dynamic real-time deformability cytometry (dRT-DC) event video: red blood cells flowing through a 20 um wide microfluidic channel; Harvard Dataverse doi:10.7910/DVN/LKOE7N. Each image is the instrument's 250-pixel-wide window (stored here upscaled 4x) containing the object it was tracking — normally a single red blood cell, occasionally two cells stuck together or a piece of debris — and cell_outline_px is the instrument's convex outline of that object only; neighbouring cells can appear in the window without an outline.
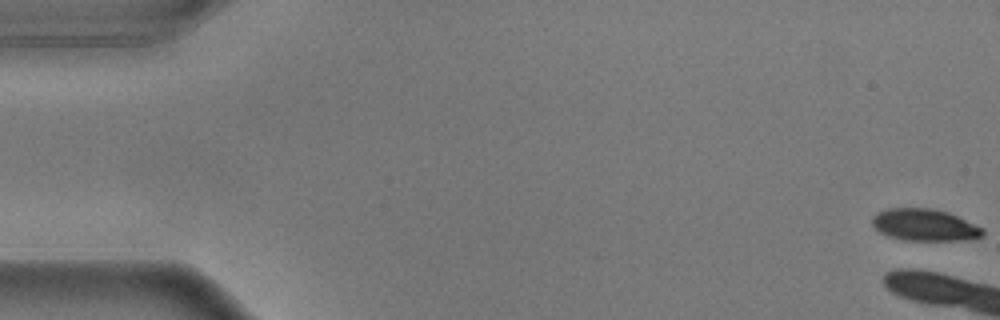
{"species": "common noctule bat (a hibernating species)", "species_latin": "Nyctalus noctula", "temperature_condition": "warm", "stored_images_in_passage": 8, "camera_frame_rate_fps": 3000, "um_per_image_px": 0.085, "animal": {"sex": "male", "body_mass_g": 17.9}, "frame": {"image": 1, "passage_image": 1, "time_ms": 0.0, "image_size_px": [1000, 320], "cell_outline_px": [[984, 236], [968, 240], [904, 240], [888, 236], [880, 232], [872, 224], [872, 216], [876, 212], [888, 208], [928, 208], [948, 212], [984, 228]], "centroid_in_image_um": [78.6, 19.12], "position_along_channel_um": 6.4, "area_um2": 20.63}}